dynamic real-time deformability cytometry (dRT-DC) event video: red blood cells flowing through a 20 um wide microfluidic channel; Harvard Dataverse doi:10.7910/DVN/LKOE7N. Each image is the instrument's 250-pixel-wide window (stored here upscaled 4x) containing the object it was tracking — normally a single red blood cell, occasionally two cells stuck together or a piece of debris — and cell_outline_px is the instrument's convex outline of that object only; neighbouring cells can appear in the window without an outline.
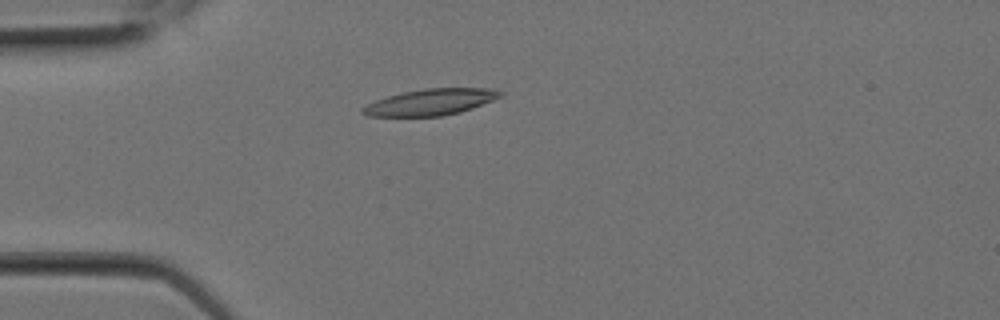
{"species": "Egyptian fruit bat (a non-hibernating species)", "species_latin": "Rousettus aegyptiacus", "temperature_condition": "room temperature", "stored_images_in_passage": 4, "camera_frame_rate_fps": 3000, "um_per_image_px": 0.085, "animal": {"sex": "female"}, "frame": {"image": 1, "passage_image": 2, "time_ms": 0.333, "image_size_px": [1000, 320], "cell_outline_px": [[504, 96], [472, 108], [460, 112], [440, 116], [368, 116], [360, 112], [360, 108], [376, 100], [388, 96], [404, 92], [424, 88], [496, 88], [504, 92]], "centroid_in_image_um": [36.65, 8.67], "position_along_channel_um": 48.4, "area_um2": 21.15}}
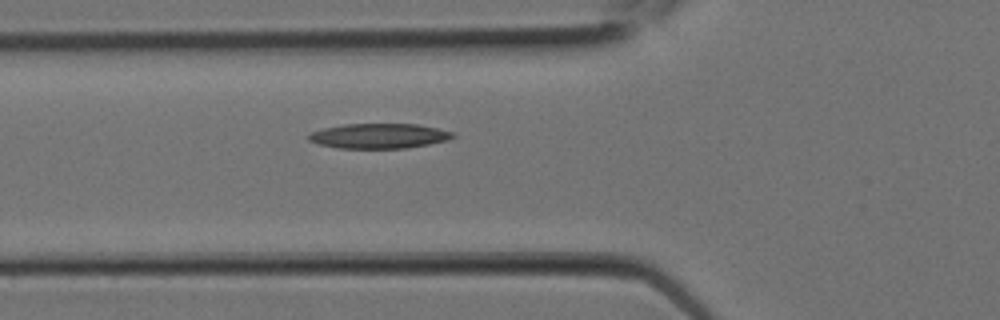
{"frame": {"image": 2, "passage_image": 4, "time_ms": 1.0, "image_size_px": [1000, 320], "cell_outline_px": [[456, 136], [448, 140], [428, 144], [404, 148], [336, 148], [320, 144], [308, 140], [308, 136], [312, 132], [324, 128], [344, 124], [416, 124], [436, 128], [452, 132]], "centroid_in_image_um": [32.21, 11.55], "position_along_channel_um": 93.6, "area_um2": 20.75}}